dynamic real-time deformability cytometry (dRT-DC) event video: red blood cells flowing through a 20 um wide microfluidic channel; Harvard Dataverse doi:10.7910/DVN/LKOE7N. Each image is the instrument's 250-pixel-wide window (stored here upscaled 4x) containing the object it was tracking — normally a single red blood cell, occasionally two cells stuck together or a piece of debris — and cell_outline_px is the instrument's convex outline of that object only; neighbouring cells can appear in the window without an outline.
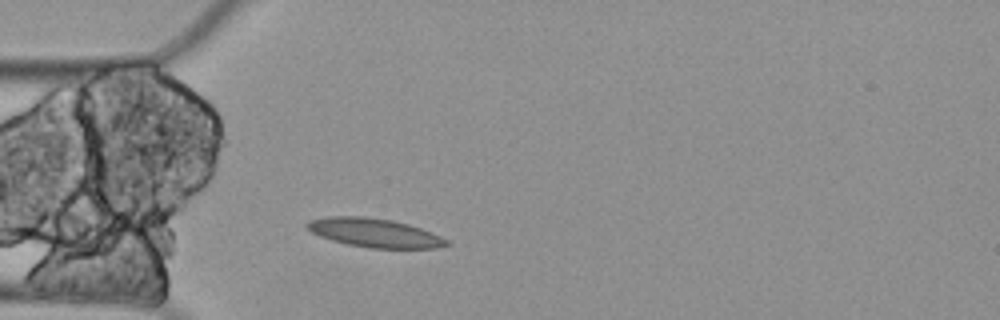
{"species": "Egyptian fruit bat (a non-hibernating species)", "species_latin": "Rousettus aegyptiacus", "temperature_condition": "cold", "stored_images_in_passage": 3, "camera_frame_rate_fps": 3000, "um_per_image_px": 0.085, "animal": {"sex": "female"}, "frame": {"image": 1, "passage_image": 3, "time_ms": 0.667, "image_size_px": [1000, 320], "cell_outline_px": [[452, 244], [436, 248], [368, 248], [348, 244], [332, 240], [320, 236], [312, 232], [304, 224], [308, 220], [328, 216], [364, 216], [392, 220], [408, 224], [420, 228], [440, 236], [448, 240]], "centroid_in_image_um": [31.82, 19.78], "position_along_channel_um": 53.2, "area_um2": 23.41}}